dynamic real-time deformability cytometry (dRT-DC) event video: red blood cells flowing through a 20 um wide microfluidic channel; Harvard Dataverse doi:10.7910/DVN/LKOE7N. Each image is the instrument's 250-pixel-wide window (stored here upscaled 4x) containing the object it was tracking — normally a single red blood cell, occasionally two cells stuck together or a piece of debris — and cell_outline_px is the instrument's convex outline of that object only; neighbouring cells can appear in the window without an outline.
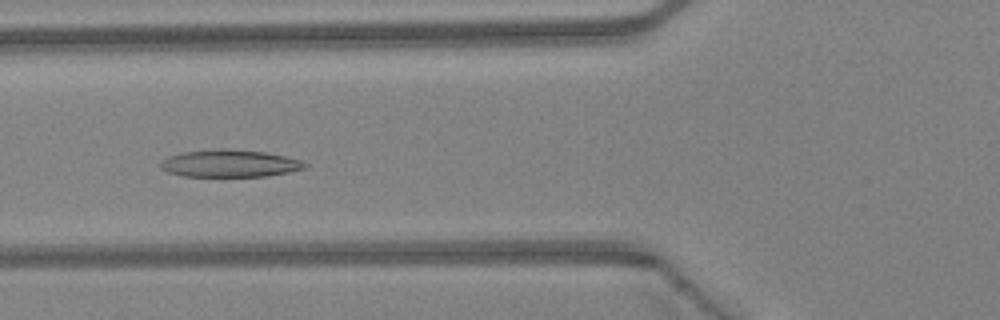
{"species": "Egyptian fruit bat (a non-hibernating species)", "species_latin": "Rousettus aegyptiacus", "temperature_condition": "warm", "stored_images_in_passage": 38, "camera_frame_rate_fps": 3000, "um_per_image_px": 0.085, "animal": {"sex": "female"}, "frame": {"image": 1, "passage_image": 18, "time_ms": 5.667, "image_size_px": [1000, 320], "cell_outline_px": [[308, 168], [288, 172], [264, 176], [184, 176], [168, 172], [160, 168], [160, 160], [168, 156], [180, 152], [220, 148], [224, 148], [264, 152], [284, 156], [300, 160], [308, 164]], "centroid_in_image_um": [19.49, 13.88], "position_along_channel_um": 106.3, "area_um2": 23.06}}
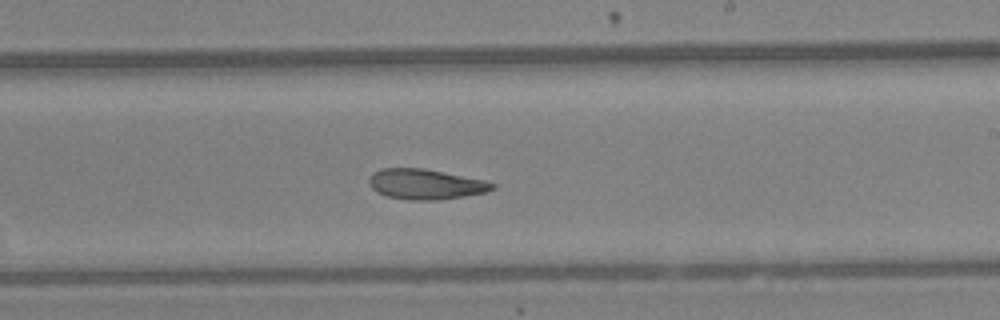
{"frame": {"image": 2, "passage_image": 28, "time_ms": 9.0, "image_size_px": [1000, 320], "cell_outline_px": [[496, 188], [484, 192], [464, 196], [440, 200], [408, 200], [388, 196], [376, 192], [368, 184], [368, 180], [372, 172], [380, 168], [424, 168], [484, 180], [496, 184]], "centroid_in_image_um": [36.14, 15.65], "position_along_channel_um": 252.9, "area_um2": 21.85}}
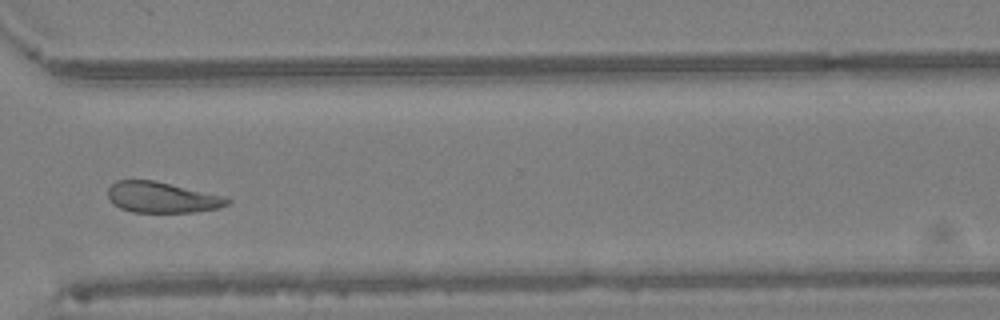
{"frame": {"image": 3, "passage_image": 35, "time_ms": 11.333, "image_size_px": [1000, 320], "cell_outline_px": [[232, 200], [228, 204], [216, 208], [196, 212], [132, 212], [120, 208], [112, 204], [108, 196], [108, 188], [116, 180], [152, 180], [228, 196]], "centroid_in_image_um": [13.78, 16.77], "position_along_channel_um": 356.8, "area_um2": 21.56}, "authors_computed_cell_mechanics": {"area_um2": 23.0044, "velocity_mm_per_s": 4.4289, "shape_relaxation_time_tau1_ms": 10.9842, "shape_relaxation_time_tau2_ms": 4.7853, "deformation_change_tau1": 0.2045, "deformation_change_tau2": 0.1237}}